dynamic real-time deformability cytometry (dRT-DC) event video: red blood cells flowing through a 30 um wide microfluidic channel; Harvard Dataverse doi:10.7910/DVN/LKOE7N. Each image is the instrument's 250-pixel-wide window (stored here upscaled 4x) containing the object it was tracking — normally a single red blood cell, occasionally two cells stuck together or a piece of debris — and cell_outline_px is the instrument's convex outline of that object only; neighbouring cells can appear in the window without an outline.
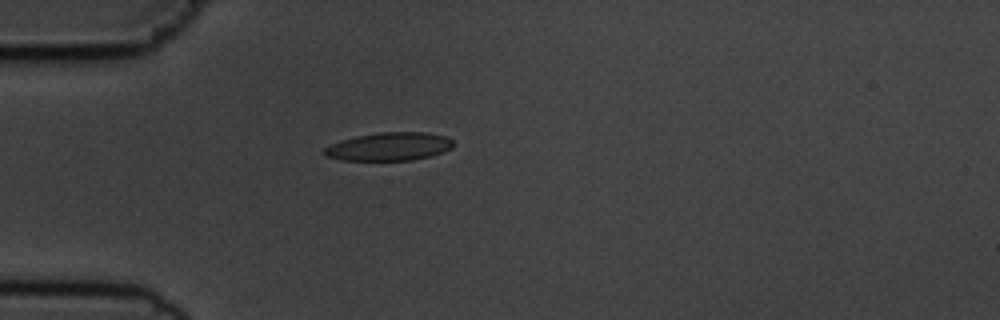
{"species": "common noctule bat (a hibernating species)", "species_latin": "Nyctalus noctula", "temperature_condition": "cold", "stored_images_in_passage": 4, "camera_frame_rate_fps": 3000, "um_per_image_px": 0.085, "animal": {"sex": "male", "body_mass_g": 19.5, "forearm_length_mm": 54.6}, "frame": {"image": 1, "passage_image": 3, "time_ms": 3.333, "image_size_px": [1000, 320], "cell_outline_px": [[452, 148], [444, 152], [412, 160], [340, 160], [324, 156], [320, 152], [324, 148], [340, 140], [356, 136], [380, 132], [428, 132], [448, 136], [452, 140]], "centroid_in_image_um": [33.05, 12.45], "position_along_channel_um": 51.9, "area_um2": 21.39}}